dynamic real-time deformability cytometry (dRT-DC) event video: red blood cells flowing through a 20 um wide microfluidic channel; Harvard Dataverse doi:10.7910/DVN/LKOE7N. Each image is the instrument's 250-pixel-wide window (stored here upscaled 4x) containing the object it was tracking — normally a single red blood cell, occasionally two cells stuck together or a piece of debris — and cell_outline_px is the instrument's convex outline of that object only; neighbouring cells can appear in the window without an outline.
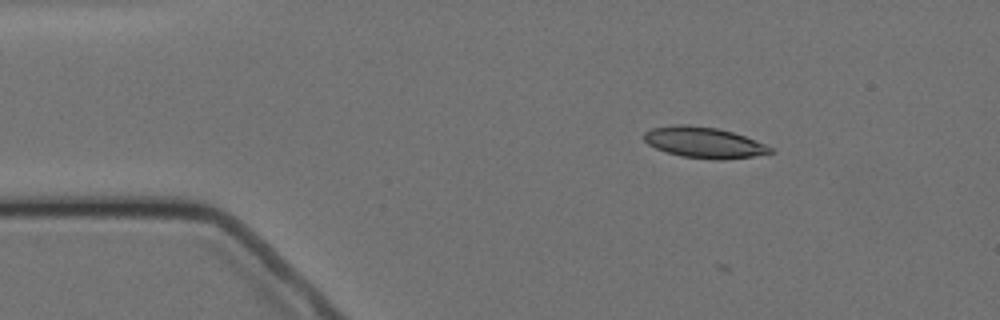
{"species": "Egyptian fruit bat (a non-hibernating species)", "species_latin": "Rousettus aegyptiacus", "temperature_condition": "cold", "stored_images_in_passage": 5, "camera_frame_rate_fps": 3000, "um_per_image_px": 0.085, "animal": {"sex": "female"}, "frame": {"image": 1, "passage_image": 3, "time_ms": 2.333, "image_size_px": [1000, 320], "cell_outline_px": [[772, 152], [752, 156], [720, 160], [712, 160], [680, 156], [656, 148], [648, 144], [644, 140], [644, 132], [652, 128], [676, 124], [688, 124], [716, 128], [732, 132], [744, 136], [764, 144], [772, 148]], "centroid_in_image_um": [59.79, 12.11], "position_along_channel_um": 25.2, "area_um2": 22.54}}